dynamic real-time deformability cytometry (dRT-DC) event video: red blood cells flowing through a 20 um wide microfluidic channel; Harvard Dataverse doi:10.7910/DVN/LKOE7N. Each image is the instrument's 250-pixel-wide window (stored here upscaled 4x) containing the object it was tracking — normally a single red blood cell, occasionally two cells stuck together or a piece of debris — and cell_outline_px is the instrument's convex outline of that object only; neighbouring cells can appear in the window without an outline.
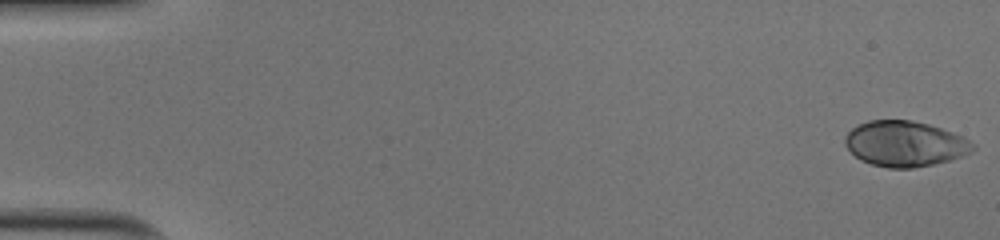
{"species": "human", "species_latin": "Homo sapiens", "temperature_condition": "cold", "stored_images_in_passage": 51, "camera_frame_rate_fps": 3000, "um_per_image_px": 0.085, "donor": {"sex": "male"}, "frame": {"image": 1, "passage_image": 1, "time_ms": 0.0, "image_size_px": [1000, 240], "cell_outline_px": [[976, 148], [972, 152], [948, 160], [932, 164], [912, 168], [888, 168], [872, 164], [860, 160], [844, 144], [844, 136], [852, 128], [868, 120], [912, 120], [928, 124], [964, 136], [976, 144]], "centroid_in_image_um": [76.93, 12.21], "position_along_channel_um": 8.1, "area_um2": 33.87}}
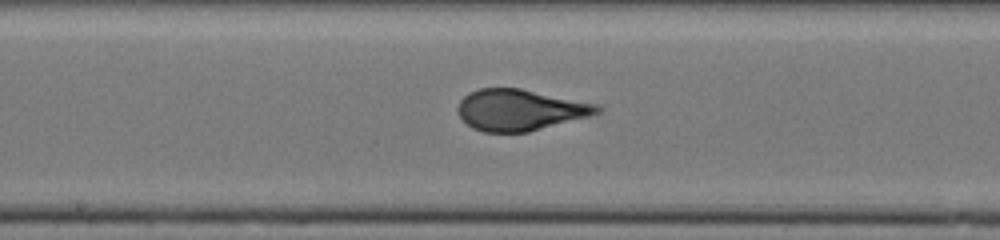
{"frame": {"image": 2, "passage_image": 28, "time_ms": 9.0, "image_size_px": [1000, 240], "cell_outline_px": [[600, 112], [588, 116], [528, 132], [484, 132], [472, 128], [460, 116], [456, 108], [460, 100], [468, 92], [480, 88], [520, 88], [592, 104], [600, 108]], "centroid_in_image_um": [44.1, 9.35], "position_along_channel_um": 204.1, "area_um2": 32.83}}
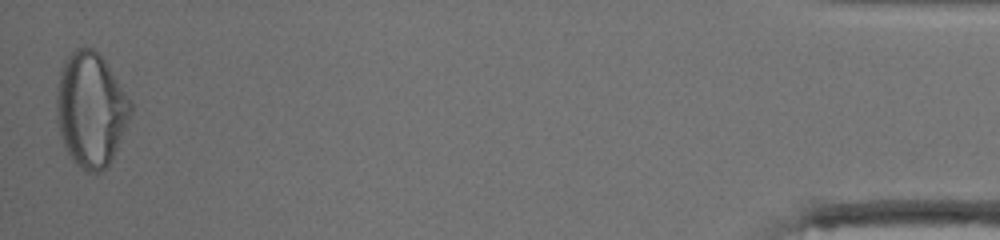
{"frame": {"image": 3, "passage_image": 51, "time_ms": 16.667, "image_size_px": [1000, 240], "cell_outline_px": [[132, 112], [112, 160], [100, 172], [88, 172], [76, 164], [72, 160], [64, 148], [60, 136], [56, 120], [56, 88], [60, 72], [64, 60], [76, 48], [92, 48], [104, 60], [132, 100]], "centroid_in_image_um": [7.71, 9.33], "position_along_channel_um": 427.5, "area_um2": 49.59}, "authors_computed_cell_mechanics": {"area_um2": 33.1772, "velocity_mm_per_s": 4.0193, "shape_relaxation_time_tau1_ms": 8.0425, "shape_relaxation_time_tau2_ms": null, "deformation_change_tau1": 0.2942, "deformation_change_tau2": null}}